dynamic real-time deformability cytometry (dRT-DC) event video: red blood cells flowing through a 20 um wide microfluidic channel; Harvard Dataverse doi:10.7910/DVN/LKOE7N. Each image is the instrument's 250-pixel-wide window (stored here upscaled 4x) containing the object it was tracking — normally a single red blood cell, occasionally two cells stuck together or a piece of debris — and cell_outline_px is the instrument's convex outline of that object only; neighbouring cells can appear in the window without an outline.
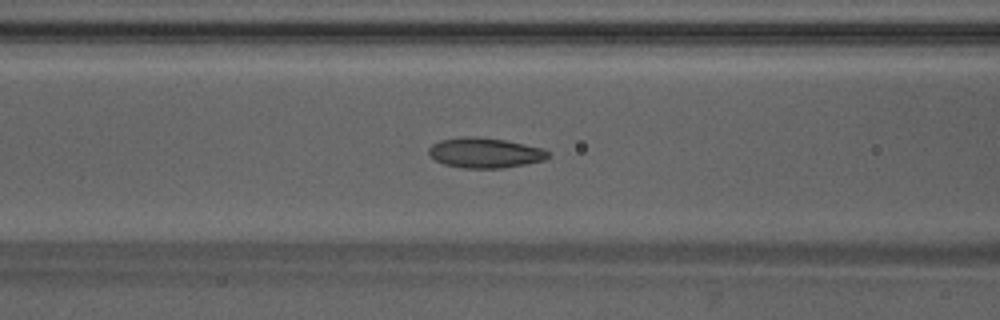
{"species": "Egyptian fruit bat (a non-hibernating species)", "species_latin": "Rousettus aegyptiacus", "temperature_condition": "warm", "stored_images_in_passage": 43, "camera_frame_rate_fps": 3000, "um_per_image_px": 0.085, "animal": {"sex": "male"}, "frame": {"image": 1, "passage_image": 20, "time_ms": 6.333, "image_size_px": [1000, 320], "cell_outline_px": [[548, 156], [544, 160], [524, 164], [500, 168], [464, 168], [444, 164], [436, 160], [428, 152], [428, 148], [432, 144], [440, 140], [464, 136], [476, 136], [504, 140], [524, 144], [540, 148], [548, 152]], "centroid_in_image_um": [41.17, 12.98], "position_along_channel_um": 125.4, "area_um2": 20.69}}
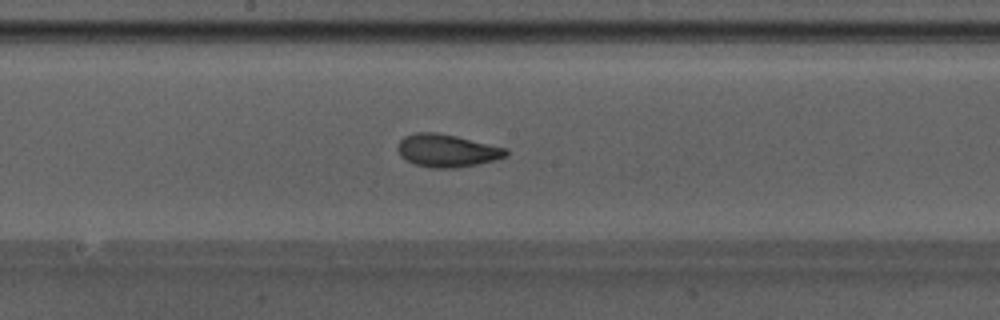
{"frame": {"image": 2, "passage_image": 26, "time_ms": 8.333, "image_size_px": [1000, 320], "cell_outline_px": [[508, 156], [496, 160], [456, 168], [432, 168], [416, 164], [400, 156], [396, 148], [400, 140], [404, 136], [416, 132], [436, 132], [456, 136], [508, 148]], "centroid_in_image_um": [38.0, 12.79], "position_along_channel_um": 210.2, "area_um2": 20.75}}
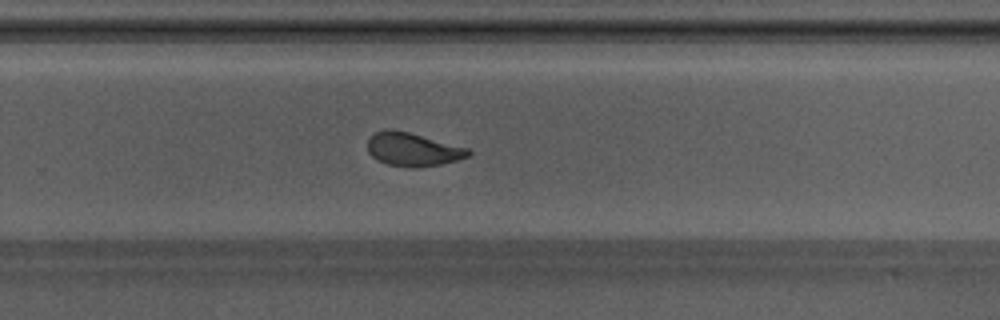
{"frame": {"image": 3, "passage_image": 32, "time_ms": 10.333, "image_size_px": [1000, 320], "cell_outline_px": [[472, 152], [468, 156], [456, 160], [440, 164], [416, 168], [408, 168], [388, 164], [376, 160], [368, 152], [368, 136], [376, 132], [388, 128], [408, 132], [468, 148]], "centroid_in_image_um": [35.04, 12.7], "position_along_channel_um": 294.8, "area_um2": 19.59}, "authors_computed_cell_mechanics": {"area_um2": 20.5768, "velocity_mm_per_s": 4.2435, "shape_relaxation_time_tau1_ms": 5.4094, "shape_relaxation_time_tau2_ms": 1.393, "deformation_change_tau1": 0.1795, "deformation_change_tau2": 0.0658}}